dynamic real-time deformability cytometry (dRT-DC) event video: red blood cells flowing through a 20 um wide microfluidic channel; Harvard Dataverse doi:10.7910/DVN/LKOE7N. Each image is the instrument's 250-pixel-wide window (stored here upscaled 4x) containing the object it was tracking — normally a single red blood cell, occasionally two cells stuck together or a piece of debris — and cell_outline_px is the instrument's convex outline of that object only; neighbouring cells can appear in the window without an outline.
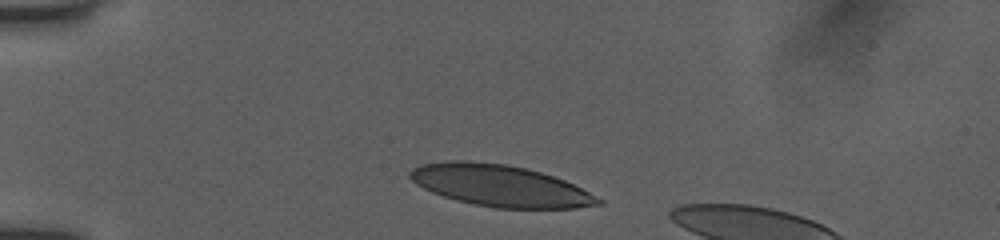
{"species": "human", "species_latin": "Homo sapiens", "temperature_condition": "room temperature", "stored_images_in_passage": 7, "camera_frame_rate_fps": 3000, "um_per_image_px": 0.085, "donor": {"sex": "female"}, "frame": {"image": 1, "passage_image": 1, "time_ms": 0.0, "image_size_px": [1000, 240], "cell_outline_px": [[604, 204], [576, 208], [496, 208], [456, 200], [432, 192], [416, 184], [408, 176], [408, 172], [412, 168], [420, 164], [448, 160], [472, 160], [504, 164], [524, 168], [540, 172], [564, 180], [604, 200]], "centroid_in_image_um": [42.47, 15.77], "position_along_channel_um": 42.5, "area_um2": 45.43}}
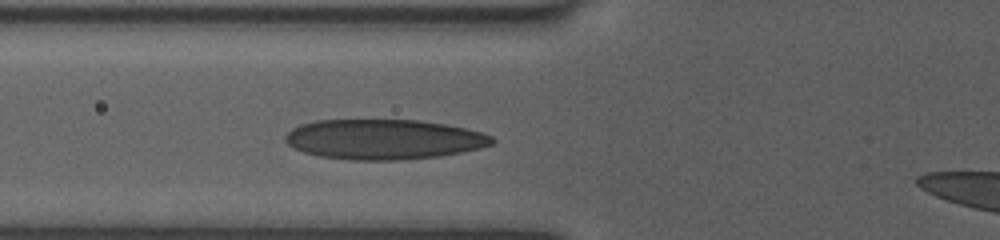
{"frame": {"image": 2, "passage_image": 5, "time_ms": 2.333, "image_size_px": [1000, 240], "cell_outline_px": [[496, 140], [492, 144], [480, 148], [440, 156], [400, 160], [352, 160], [320, 156], [304, 152], [288, 144], [284, 140], [284, 136], [292, 128], [300, 124], [316, 120], [420, 120], [468, 128], [484, 132], [492, 136]], "centroid_in_image_um": [32.64, 11.84], "position_along_channel_um": 93.2, "area_um2": 48.44}}
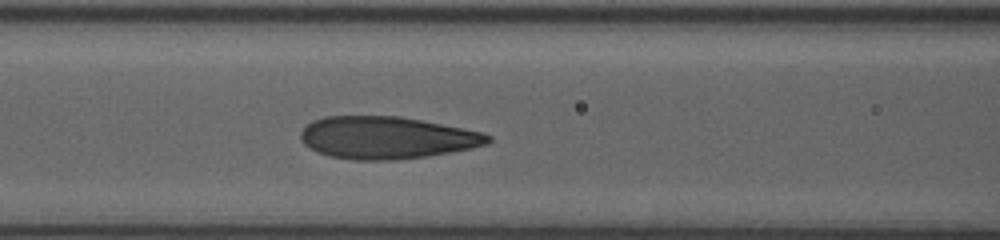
{"frame": {"image": 3, "passage_image": 7, "time_ms": 3.333, "image_size_px": [1000, 240], "cell_outline_px": [[492, 140], [488, 144], [472, 148], [452, 152], [428, 156], [396, 160], [352, 160], [328, 156], [316, 152], [308, 148], [300, 140], [300, 132], [312, 120], [324, 116], [400, 116], [480, 132], [492, 136]], "centroid_in_image_um": [32.82, 11.71], "position_along_channel_um": 133.8, "area_um2": 46.36}}